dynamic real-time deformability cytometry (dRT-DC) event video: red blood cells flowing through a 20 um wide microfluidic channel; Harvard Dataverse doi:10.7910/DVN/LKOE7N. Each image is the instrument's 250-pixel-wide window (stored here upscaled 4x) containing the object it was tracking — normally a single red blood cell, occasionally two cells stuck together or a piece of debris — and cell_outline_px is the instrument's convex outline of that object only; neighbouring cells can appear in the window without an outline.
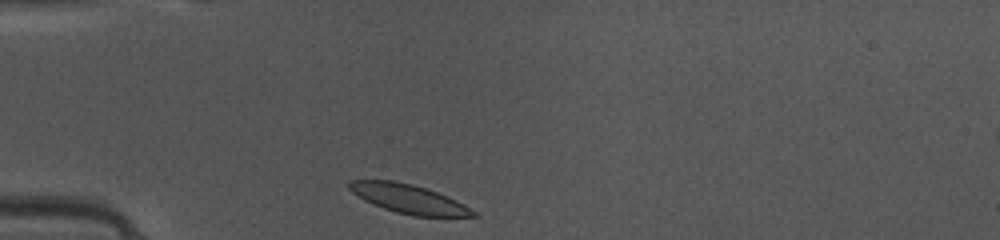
{"species": "common noctule bat (a hibernating species)", "species_latin": "Nyctalus noctula", "temperature_condition": "warm", "stored_images_in_passage": 36, "camera_frame_rate_fps": 3000, "um_per_image_px": 0.085, "animal": {"sex": "female", "body_mass_g": 10.0, "forearm_length_mm": 53.1}, "frame": {"image": 1, "passage_image": 1, "time_ms": 0.0, "image_size_px": [1000, 240], "cell_outline_px": [[480, 216], [412, 216], [396, 212], [384, 208], [364, 200], [352, 192], [344, 184], [348, 180], [392, 180], [412, 184], [436, 192], [456, 200], [464, 204], [476, 212]], "centroid_in_image_um": [34.69, 16.89], "position_along_channel_um": 50.3, "area_um2": 20.81}}
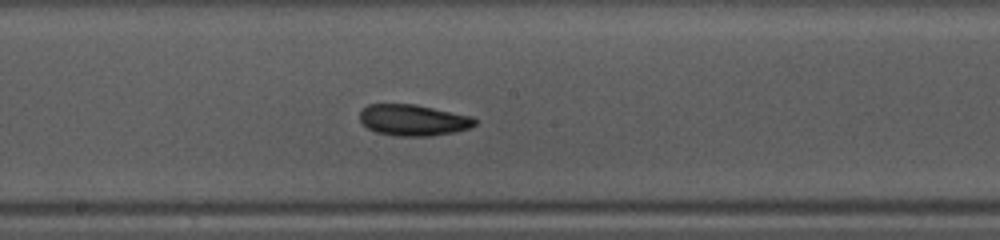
{"frame": {"image": 2, "passage_image": 14, "time_ms": 4.333, "image_size_px": [1000, 240], "cell_outline_px": [[476, 124], [468, 128], [456, 132], [432, 136], [396, 136], [376, 132], [368, 128], [360, 120], [360, 112], [368, 104], [416, 104], [472, 116], [476, 120]], "centroid_in_image_um": [35.14, 10.21], "position_along_channel_um": 213.1, "area_um2": 20.98}}
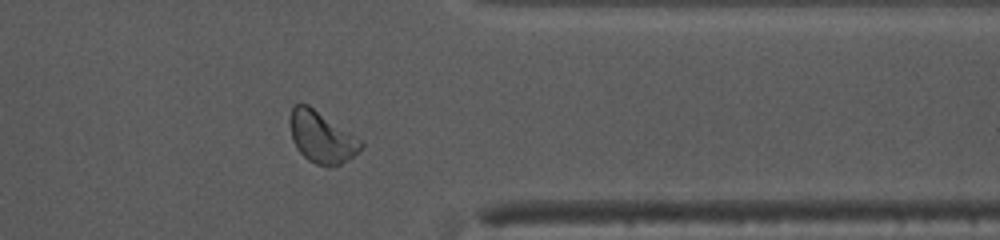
{"frame": {"image": 3, "passage_image": 27, "time_ms": 8.667, "image_size_px": [1000, 240], "cell_outline_px": [[364, 144], [352, 156], [340, 164], [328, 168], [324, 168], [308, 160], [296, 148], [292, 140], [288, 120], [292, 108], [296, 104], [308, 104], [364, 140]], "centroid_in_image_um": [27.33, 11.66], "position_along_channel_um": 384.1, "area_um2": 21.62}, "authors_computed_cell_mechanics": {"area_um2": 21.097, "velocity_mm_per_s": 4.086, "shape_relaxation_time_tau1_ms": 5.0474, "shape_relaxation_time_tau2_ms": null, "deformation_change_tau1": 0.1199, "deformation_change_tau2": null}}